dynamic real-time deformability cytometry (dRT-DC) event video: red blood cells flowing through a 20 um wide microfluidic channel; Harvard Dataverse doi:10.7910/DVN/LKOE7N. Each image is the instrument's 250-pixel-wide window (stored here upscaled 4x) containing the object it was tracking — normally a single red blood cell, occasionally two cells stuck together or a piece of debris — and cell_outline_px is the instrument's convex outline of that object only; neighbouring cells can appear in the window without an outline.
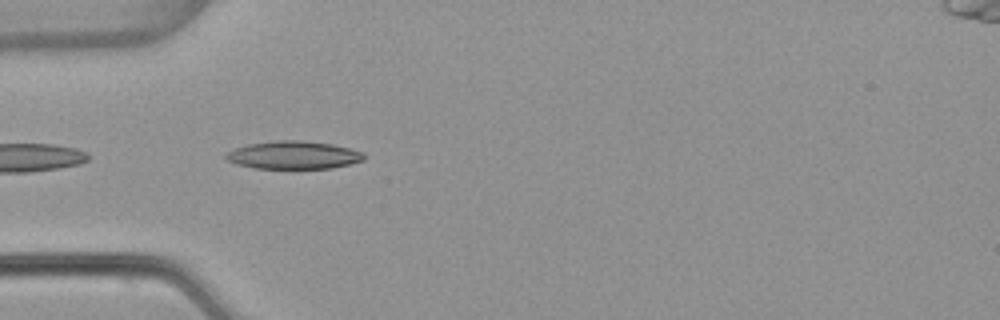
{"species": "common noctule bat (a hibernating species)", "species_latin": "Nyctalus noctula", "temperature_condition": "warm", "stored_images_in_passage": 6, "camera_frame_rate_fps": 3000, "um_per_image_px": 0.085, "animal": {"sex": "female", "body_mass_g": 22.7, "forearm_length_mm": 54.2}, "frame": {"image": 1, "passage_image": 2, "time_ms": 0.333, "image_size_px": [1000, 320], "cell_outline_px": [[364, 160], [332, 168], [252, 168], [236, 164], [228, 160], [224, 156], [228, 152], [236, 148], [248, 144], [280, 140], [300, 140], [332, 144], [364, 152]], "centroid_in_image_um": [24.95, 13.18], "position_along_channel_um": 60.1, "area_um2": 22.25}}